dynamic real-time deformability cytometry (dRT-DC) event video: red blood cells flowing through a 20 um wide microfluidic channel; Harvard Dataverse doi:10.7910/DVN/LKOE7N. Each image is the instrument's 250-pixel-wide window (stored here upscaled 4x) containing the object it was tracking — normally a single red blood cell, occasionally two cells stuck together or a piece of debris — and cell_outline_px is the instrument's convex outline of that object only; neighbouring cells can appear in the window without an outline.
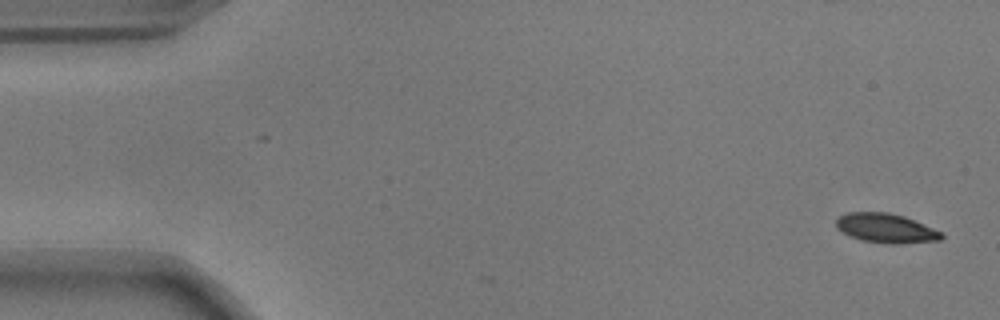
{"species": "common noctule bat (a hibernating species)", "species_latin": "Nyctalus noctula", "temperature_condition": "warm", "stored_images_in_passage": 2, "camera_frame_rate_fps": 3000, "um_per_image_px": 0.085, "animal": {"sex": "male", "body_mass_g": 17.9}, "frame": {"image": 1, "passage_image": 2, "time_ms": 0.333, "image_size_px": [1000, 320], "cell_outline_px": [[944, 236], [940, 240], [896, 244], [892, 244], [860, 240], [840, 232], [836, 228], [836, 220], [840, 216], [848, 212], [888, 212], [904, 216], [932, 228], [940, 232]], "centroid_in_image_um": [75.25, 19.4], "position_along_channel_um": 9.7, "area_um2": 17.92}}